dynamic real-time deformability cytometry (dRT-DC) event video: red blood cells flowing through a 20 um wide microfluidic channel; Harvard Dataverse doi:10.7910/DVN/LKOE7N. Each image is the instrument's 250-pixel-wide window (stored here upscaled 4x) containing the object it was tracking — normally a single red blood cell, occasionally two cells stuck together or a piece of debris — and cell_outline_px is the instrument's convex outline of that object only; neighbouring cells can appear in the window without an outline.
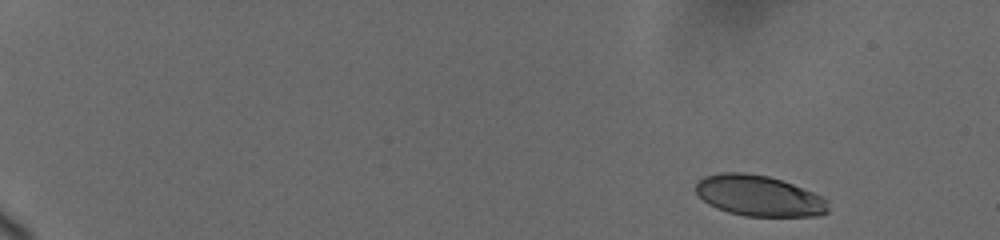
{"species": "human", "species_latin": "Homo sapiens", "temperature_condition": "cold", "stored_images_in_passage": 47, "camera_frame_rate_fps": 3000, "um_per_image_px": 0.085, "donor": {"sex": "female"}, "frame": {"image": 1, "passage_image": 2, "time_ms": 0.667, "image_size_px": [1000, 240], "cell_outline_px": [[828, 212], [820, 216], [744, 216], [728, 212], [716, 208], [708, 204], [696, 192], [696, 184], [704, 176], [720, 172], [744, 172], [768, 176], [792, 184], [824, 196], [828, 200]], "centroid_in_image_um": [64.53, 16.64], "position_along_channel_um": 20.5, "area_um2": 31.62}}
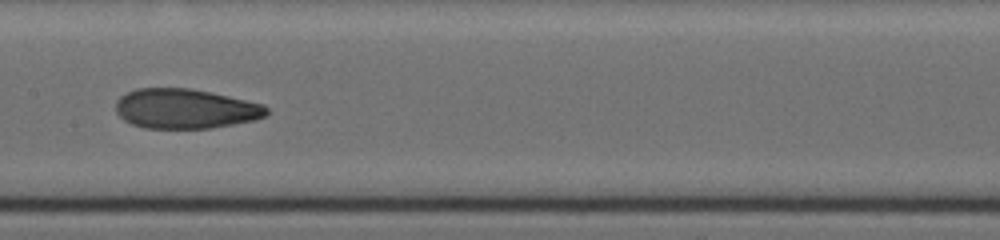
{"frame": {"image": 2, "passage_image": 30, "time_ms": 9.667, "image_size_px": [1000, 240], "cell_outline_px": [[268, 116], [256, 120], [212, 128], [144, 128], [132, 124], [124, 120], [116, 112], [116, 100], [120, 96], [136, 88], [188, 88], [228, 96], [264, 104], [268, 108]], "centroid_in_image_um": [15.76, 9.25], "position_along_channel_um": 191.6, "area_um2": 35.03}}
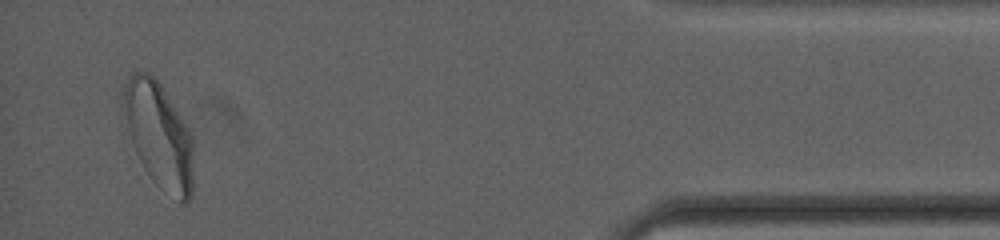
{"frame": {"image": 3, "passage_image": 46, "time_ms": 17.333, "image_size_px": [1000, 240], "cell_outline_px": [[192, 196], [188, 204], [180, 204], [160, 188], [152, 180], [144, 168], [136, 152], [132, 140], [128, 124], [124, 96], [124, 88], [132, 72], [148, 72], [160, 84], [184, 124], [192, 140]], "centroid_in_image_um": [13.55, 11.6], "position_along_channel_um": 421.7, "area_um2": 41.67}, "authors_computed_cell_mechanics": {"area_um2": 34.8534, "velocity_mm_per_s": 3.6913, "shape_relaxation_time_tau1_ms": 5.73, "shape_relaxation_time_tau2_ms": 1.5683, "deformation_change_tau1": 0.1967, "deformation_change_tau2": 0.0812}}